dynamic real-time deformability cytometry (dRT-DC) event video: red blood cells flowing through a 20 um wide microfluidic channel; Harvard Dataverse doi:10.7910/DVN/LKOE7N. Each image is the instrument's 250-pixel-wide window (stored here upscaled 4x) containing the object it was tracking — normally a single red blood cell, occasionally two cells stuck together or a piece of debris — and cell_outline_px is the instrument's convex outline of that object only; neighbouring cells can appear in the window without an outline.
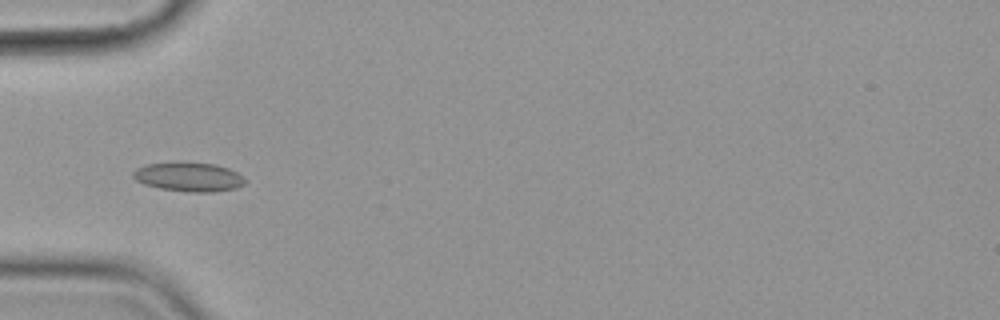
{"species": "common noctule bat (a hibernating species)", "species_latin": "Nyctalus noctula", "temperature_condition": "cold", "stored_images_in_passage": 7, "camera_frame_rate_fps": 3000, "um_per_image_px": 0.085, "animal": {"sex": "female", "body_mass_g": 19.9}, "frame": {"image": 1, "passage_image": 3, "time_ms": 2.333, "image_size_px": [1000, 320], "cell_outline_px": [[248, 180], [244, 184], [236, 188], [212, 192], [188, 192], [160, 188], [144, 184], [136, 180], [132, 176], [132, 172], [136, 168], [148, 164], [216, 164], [228, 168], [236, 172]], "centroid_in_image_um": [16.07, 15.07], "position_along_channel_um": 68.9, "area_um2": 18.5}}
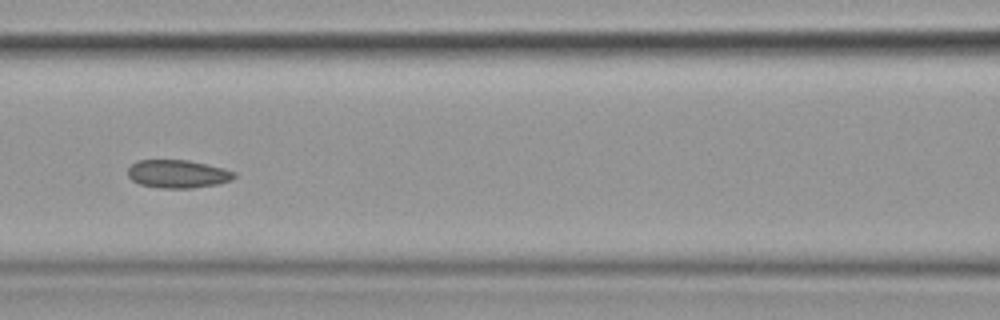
{"frame": {"image": 2, "passage_image": 5, "time_ms": 4.667, "image_size_px": [1000, 320], "cell_outline_px": [[236, 176], [232, 180], [216, 184], [192, 188], [160, 188], [140, 184], [132, 180], [128, 176], [128, 168], [136, 160], [188, 160], [208, 164], [224, 168], [236, 172]], "centroid_in_image_um": [15.12, 14.78], "position_along_channel_um": 151.5, "area_um2": 17.51}}
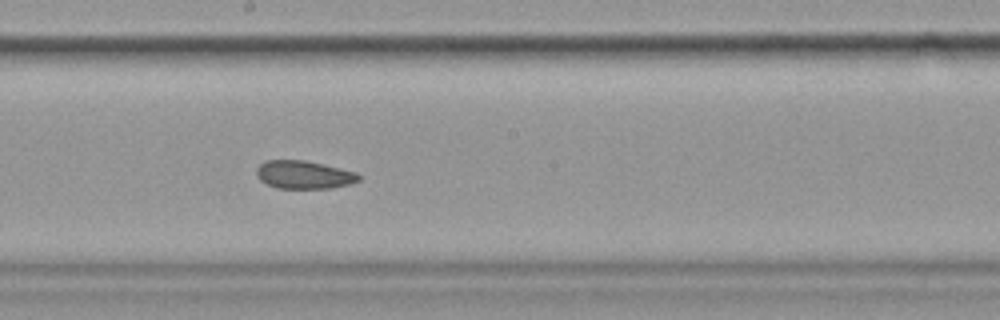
{"frame": {"image": 3, "passage_image": 7, "time_ms": 6.667, "image_size_px": [1000, 320], "cell_outline_px": [[360, 180], [352, 184], [332, 188], [276, 188], [260, 180], [256, 176], [256, 168], [264, 160], [304, 160], [356, 172], [360, 176]], "centroid_in_image_um": [25.82, 14.85], "position_along_channel_um": 222.4, "area_um2": 16.76}}